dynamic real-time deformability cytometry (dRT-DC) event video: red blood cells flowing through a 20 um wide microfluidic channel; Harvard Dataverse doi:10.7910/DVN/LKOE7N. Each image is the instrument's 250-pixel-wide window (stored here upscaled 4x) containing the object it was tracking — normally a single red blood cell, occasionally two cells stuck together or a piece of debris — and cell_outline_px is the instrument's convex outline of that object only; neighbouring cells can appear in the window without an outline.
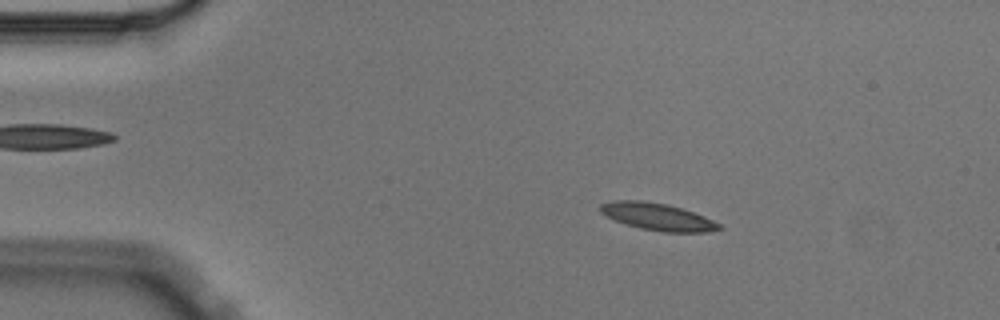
{"species": "Egyptian fruit bat (a non-hibernating species)", "species_latin": "Rousettus aegyptiacus", "temperature_condition": "cold", "stored_images_in_passage": 5, "segment_of_instrument_passage": [1, 2], "camera_frame_rate_fps": 3000, "um_per_image_px": 0.085, "animal": {"sex": "male"}, "frame": {"image": 1, "passage_image": 2, "time_ms": 0.333, "image_size_px": [1000, 320], "cell_outline_px": [[724, 228], [708, 232], [660, 232], [640, 228], [604, 216], [600, 212], [600, 204], [616, 200], [640, 200], [668, 204], [704, 216], [720, 224]], "centroid_in_image_um": [55.89, 18.42], "position_along_channel_um": 29.1, "area_um2": 18.73}}
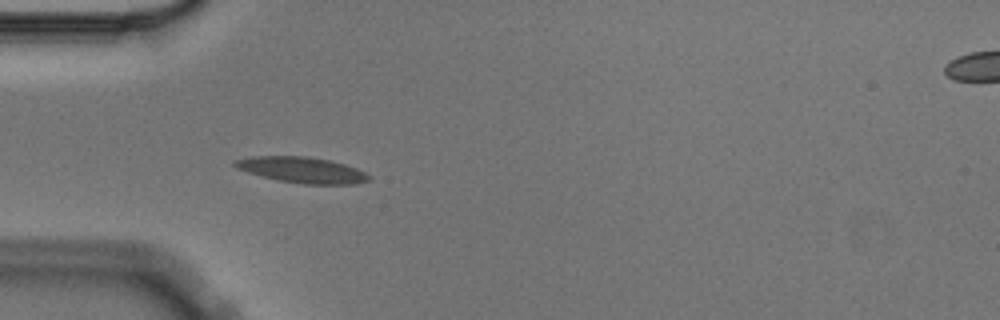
{"frame": {"image": 2, "passage_image": 4, "time_ms": 1.0, "image_size_px": [1000, 320], "cell_outline_px": [[372, 176], [368, 180], [356, 184], [304, 184], [280, 180], [248, 172], [236, 168], [232, 164], [232, 160], [252, 156], [308, 156], [328, 160], [344, 164], [356, 168]], "centroid_in_image_um": [25.66, 14.43], "position_along_channel_um": 59.3, "area_um2": 20.06}}